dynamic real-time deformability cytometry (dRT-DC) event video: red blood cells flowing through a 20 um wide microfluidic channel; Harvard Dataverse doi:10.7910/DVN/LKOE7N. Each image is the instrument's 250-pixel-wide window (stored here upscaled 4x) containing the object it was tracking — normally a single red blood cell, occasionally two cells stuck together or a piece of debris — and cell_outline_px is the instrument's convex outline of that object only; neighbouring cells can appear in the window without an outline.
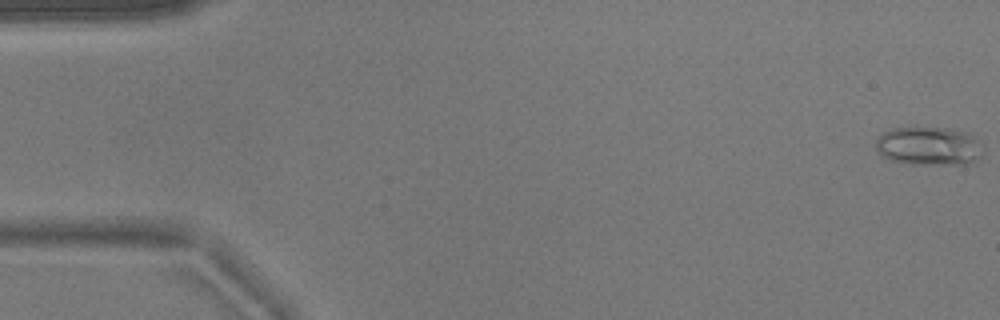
{"species": "common noctule bat (a hibernating species)", "species_latin": "Nyctalus noctula", "temperature_condition": "warm", "stored_images_in_passage": 54, "camera_frame_rate_fps": 3000, "um_per_image_px": 0.085, "animal": {"sex": "male", "body_mass_g": 17.9}, "frame": {"image": 1, "passage_image": 1, "time_ms": 0.0, "image_size_px": [1000, 320], "cell_outline_px": [[984, 152], [972, 164], [908, 164], [892, 160], [880, 156], [876, 148], [876, 136], [888, 128], [952, 128], [968, 132], [976, 140]], "centroid_in_image_um": [78.91, 12.42], "position_along_channel_um": 6.1, "area_um2": 24.39}}
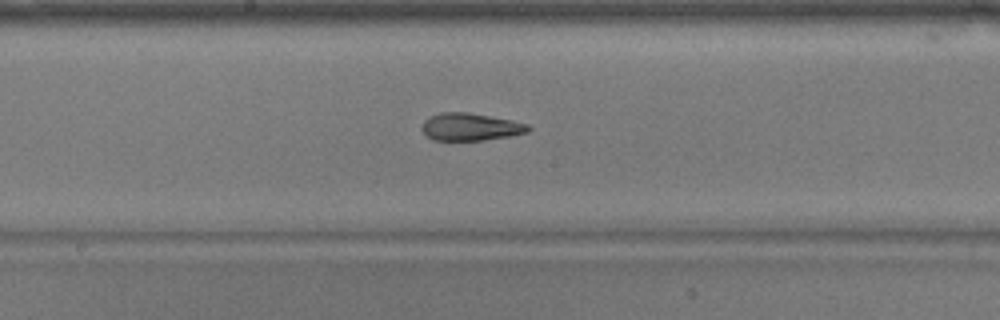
{"frame": {"image": 2, "passage_image": 28, "time_ms": 9.0, "image_size_px": [1000, 320], "cell_outline_px": [[532, 128], [528, 132], [508, 136], [484, 140], [432, 140], [420, 128], [424, 120], [440, 112], [468, 112], [512, 120], [528, 124]], "centroid_in_image_um": [39.99, 10.78], "position_along_channel_um": 208.2, "area_um2": 16.99}}
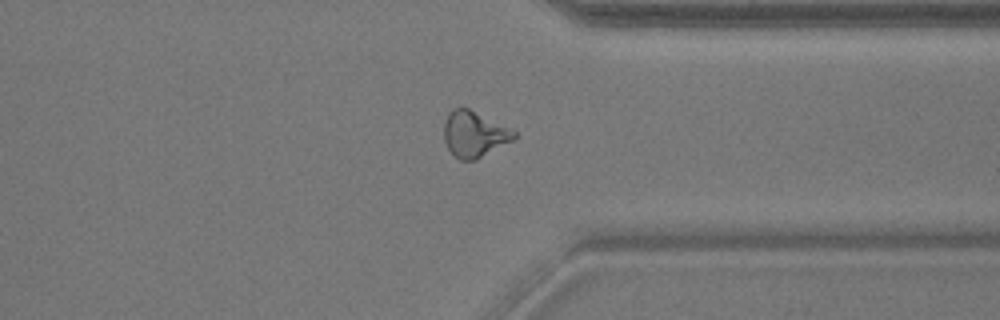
{"frame": {"image": 3, "passage_image": 41, "time_ms": 13.333, "image_size_px": [1000, 320], "cell_outline_px": [[516, 140], [476, 160], [460, 160], [448, 148], [444, 140], [444, 120], [448, 112], [452, 108], [468, 108], [516, 132]], "centroid_in_image_um": [40.31, 11.42], "position_along_channel_um": 371.1, "area_um2": 18.73}}